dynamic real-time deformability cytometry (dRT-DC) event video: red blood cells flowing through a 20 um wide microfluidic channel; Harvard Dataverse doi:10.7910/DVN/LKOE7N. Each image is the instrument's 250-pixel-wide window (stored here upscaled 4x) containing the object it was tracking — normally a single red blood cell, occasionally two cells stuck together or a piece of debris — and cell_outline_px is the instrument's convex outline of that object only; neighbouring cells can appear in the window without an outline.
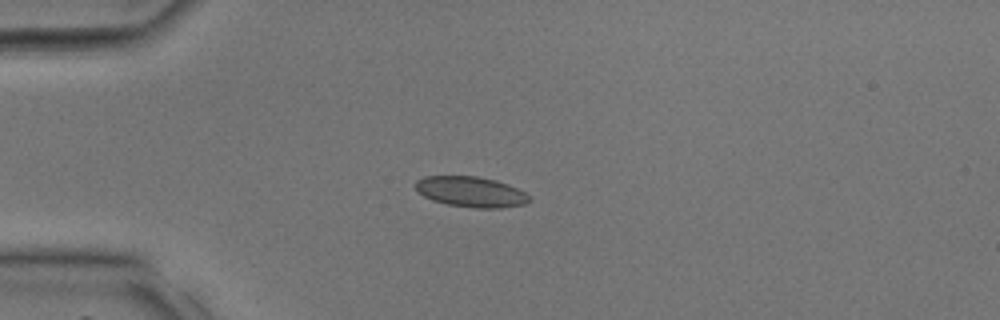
{"species": "common noctule bat (a hibernating species)", "species_latin": "Nyctalus noctula", "temperature_condition": "room temperature", "stored_images_in_passage": 37, "camera_frame_rate_fps": 3000, "um_per_image_px": 0.085, "animal": {"sex": "male", "body_mass_g": 17.9, "forearm_length_mm": 54.2}, "frame": {"image": 1, "passage_image": 10, "time_ms": 3.0, "image_size_px": [1000, 320], "cell_outline_px": [[532, 200], [524, 204], [500, 208], [476, 208], [448, 204], [432, 200], [416, 192], [416, 180], [424, 176], [476, 176], [496, 180], [508, 184], [524, 192]], "centroid_in_image_um": [40.01, 16.3], "position_along_channel_um": 45.0, "area_um2": 20.17}}
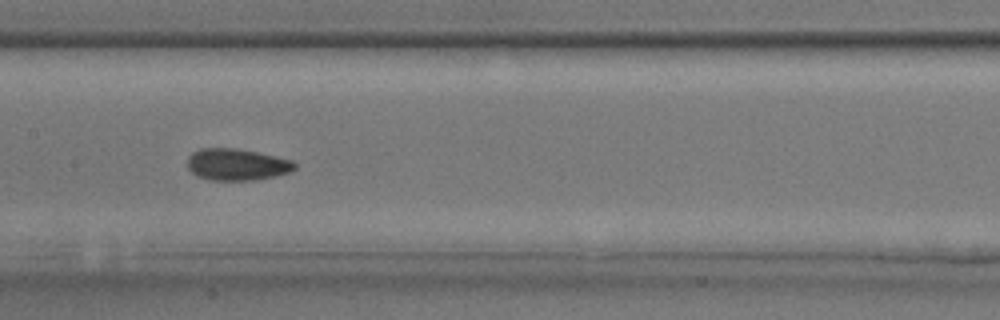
{"frame": {"image": 2, "passage_image": 19, "time_ms": 6.0, "image_size_px": [1000, 320], "cell_outline_px": [[296, 168], [288, 172], [272, 176], [252, 180], [212, 180], [196, 176], [188, 168], [188, 156], [192, 152], [200, 148], [236, 148], [256, 152], [292, 160], [296, 164]], "centroid_in_image_um": [20.09, 13.97], "position_along_channel_um": 187.3, "area_um2": 19.65}}
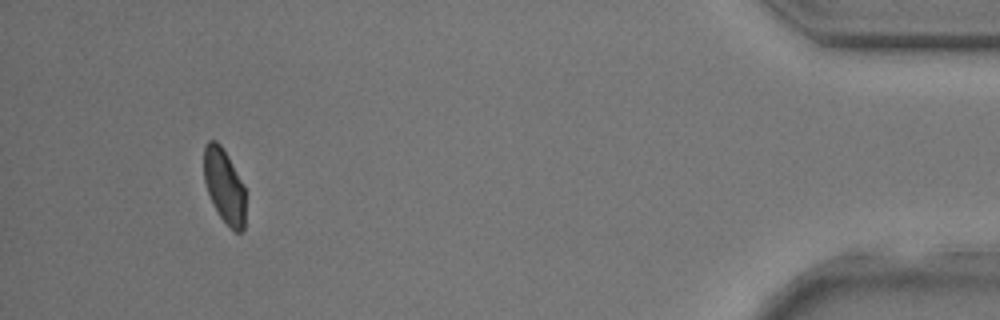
{"frame": {"image": 3, "passage_image": 35, "time_ms": 11.333, "image_size_px": [1000, 320], "cell_outline_px": [[244, 228], [240, 232], [236, 232], [220, 216], [208, 192], [204, 180], [204, 144], [208, 140], [216, 140], [220, 144], [228, 156], [244, 188]], "centroid_in_image_um": [19.04, 15.75], "position_along_channel_um": 416.2, "area_um2": 17.46}}